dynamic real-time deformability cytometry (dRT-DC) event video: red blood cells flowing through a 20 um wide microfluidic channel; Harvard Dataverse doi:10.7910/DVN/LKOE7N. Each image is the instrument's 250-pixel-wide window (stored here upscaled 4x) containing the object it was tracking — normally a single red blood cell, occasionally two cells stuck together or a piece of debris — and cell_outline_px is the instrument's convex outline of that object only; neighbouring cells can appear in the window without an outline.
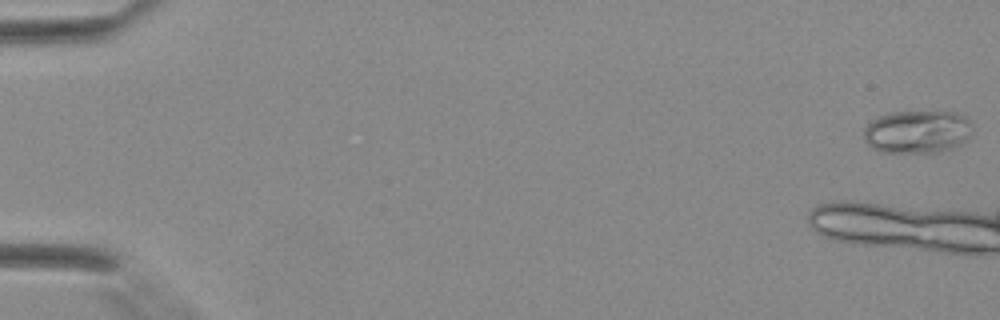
{"species": "Egyptian fruit bat (a non-hibernating species)", "species_latin": "Rousettus aegyptiacus", "temperature_condition": "warm", "stored_images_in_passage": 9, "camera_frame_rate_fps": 3000, "um_per_image_px": 0.085, "animal": {"sex": "female"}, "frame": {"image": 1, "passage_image": 1, "time_ms": 0.0, "image_size_px": [1000, 320], "cell_outline_px": [[972, 132], [964, 140], [952, 148], [940, 152], [880, 152], [872, 148], [864, 140], [864, 128], [876, 116], [892, 112], [956, 112], [972, 120]], "centroid_in_image_um": [77.96, 11.19], "position_along_channel_um": 7.0, "area_um2": 27.28}}